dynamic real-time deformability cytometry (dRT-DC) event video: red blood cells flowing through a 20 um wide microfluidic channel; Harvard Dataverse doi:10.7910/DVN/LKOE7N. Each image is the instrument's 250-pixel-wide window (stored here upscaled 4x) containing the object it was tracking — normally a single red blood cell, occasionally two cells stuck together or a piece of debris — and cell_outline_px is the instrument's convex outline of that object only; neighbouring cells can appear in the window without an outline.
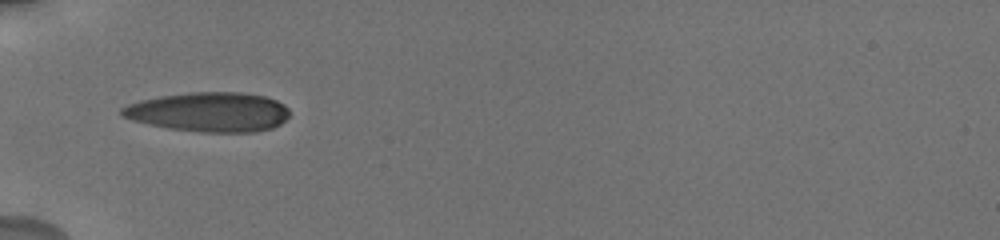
{"species": "human", "species_latin": "Homo sapiens", "temperature_condition": "cold", "stored_images_in_passage": 22, "camera_frame_rate_fps": 3000, "um_per_image_px": 0.085, "donor": {"sex": "male"}, "frame": {"image": 1, "passage_image": 1, "time_ms": 0.0, "image_size_px": [1000, 240], "cell_outline_px": [[288, 116], [280, 124], [272, 128], [256, 132], [200, 132], [168, 128], [148, 124], [132, 120], [120, 116], [120, 108], [128, 104], [140, 100], [160, 96], [188, 92], [240, 92], [264, 96], [276, 100], [284, 104], [288, 108]], "centroid_in_image_um": [17.74, 9.52], "position_along_channel_um": 67.3, "area_um2": 38.78}}
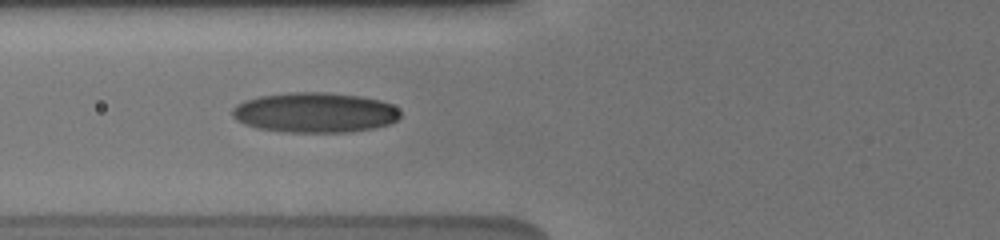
{"frame": {"image": 2, "passage_image": 9, "time_ms": 1.0, "image_size_px": [1000, 240], "cell_outline_px": [[400, 116], [396, 120], [388, 124], [372, 128], [348, 132], [280, 132], [256, 128], [244, 124], [236, 120], [232, 116], [232, 108], [236, 104], [244, 100], [260, 96], [288, 92], [324, 92], [360, 96], [380, 100], [392, 104], [400, 112]], "centroid_in_image_um": [26.71, 9.56], "position_along_channel_um": 99.1, "area_um2": 39.42}}
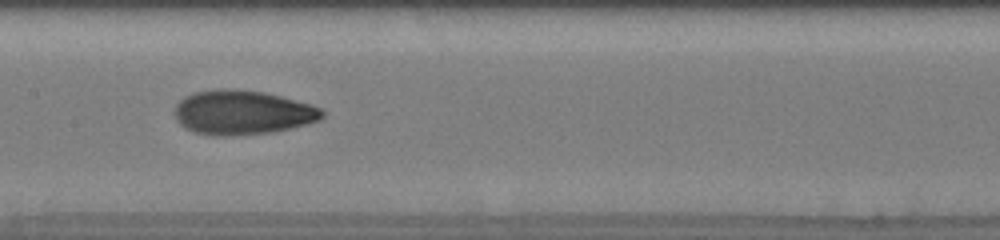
{"frame": {"image": 3, "passage_image": 21, "time_ms": 3.333, "image_size_px": [1000, 240], "cell_outline_px": [[324, 116], [320, 120], [272, 132], [224, 136], [216, 136], [196, 132], [184, 128], [176, 120], [172, 112], [176, 104], [184, 96], [192, 92], [220, 88], [236, 88], [264, 92], [312, 104], [320, 108], [324, 112]], "centroid_in_image_um": [20.55, 9.54], "position_along_channel_um": 186.8, "area_um2": 38.38}}